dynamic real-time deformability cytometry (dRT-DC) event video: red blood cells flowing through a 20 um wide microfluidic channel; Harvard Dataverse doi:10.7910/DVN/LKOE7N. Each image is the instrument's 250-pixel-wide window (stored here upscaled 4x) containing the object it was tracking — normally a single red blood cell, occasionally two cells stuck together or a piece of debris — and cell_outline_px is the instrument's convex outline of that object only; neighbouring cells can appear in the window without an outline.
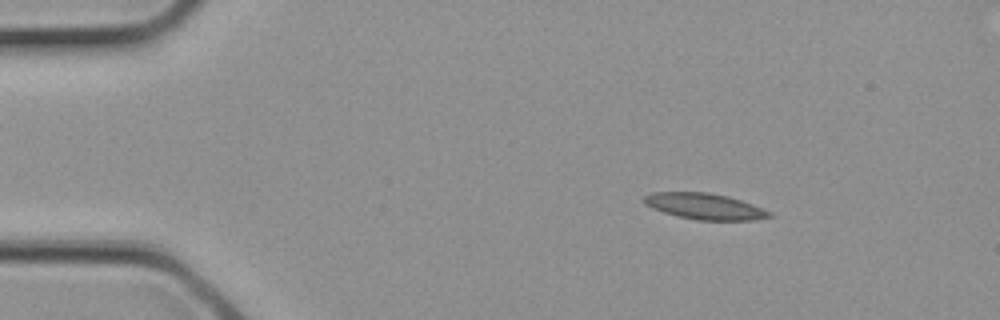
{"species": "common noctule bat (a hibernating species)", "species_latin": "Nyctalus noctula", "temperature_condition": "cold", "stored_images_in_passage": 3, "camera_frame_rate_fps": 3000, "um_per_image_px": 0.085, "animal": {"sex": "female", "body_mass_g": 21.9}, "frame": {"image": 1, "passage_image": 1, "time_ms": 0.0, "image_size_px": [1000, 320], "cell_outline_px": [[772, 216], [752, 220], [696, 220], [664, 212], [652, 208], [644, 204], [640, 200], [644, 196], [652, 192], [708, 192], [728, 196], [752, 204], [772, 212]], "centroid_in_image_um": [59.86, 17.53], "position_along_channel_um": 25.1, "area_um2": 19.02}}
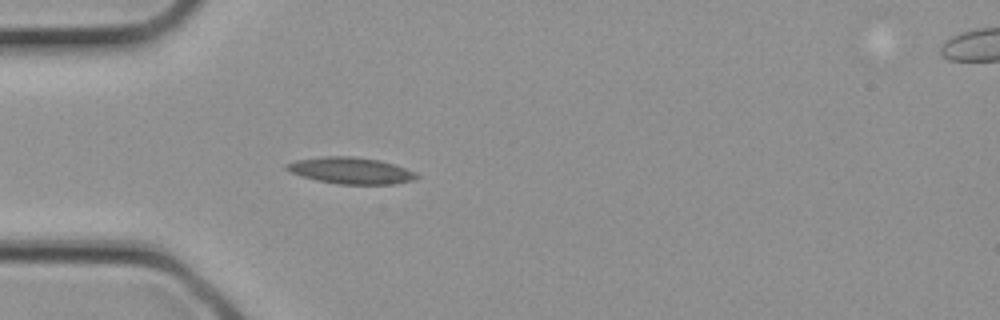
{"frame": {"image": 2, "passage_image": 2, "time_ms": 0.333, "image_size_px": [1000, 320], "cell_outline_px": [[420, 176], [412, 180], [392, 184], [336, 184], [316, 180], [292, 172], [284, 168], [284, 164], [296, 160], [324, 156], [352, 156], [380, 160], [416, 172]], "centroid_in_image_um": [29.8, 14.49], "position_along_channel_um": 55.2, "area_um2": 19.94}}